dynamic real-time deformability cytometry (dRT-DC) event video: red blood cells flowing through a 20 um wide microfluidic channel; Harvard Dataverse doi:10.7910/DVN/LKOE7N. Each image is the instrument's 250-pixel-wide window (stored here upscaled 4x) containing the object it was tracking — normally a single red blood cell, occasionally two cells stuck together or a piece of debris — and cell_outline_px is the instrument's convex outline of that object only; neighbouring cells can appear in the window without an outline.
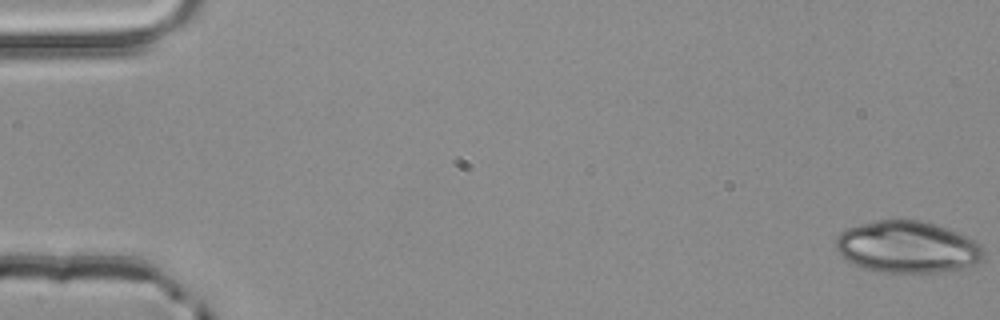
{"species": "common noctule bat (a hibernating species)", "species_latin": "Nyctalus noctula", "temperature_condition": "room temperature", "stored_images_in_passage": 54, "camera_frame_rate_fps": 3000, "um_per_image_px": 0.085, "animal": {"sex": "male", "body_mass_g": 20.4}, "frame": {"image": 1, "passage_image": 1, "time_ms": 0.0, "image_size_px": [1000, 320], "cell_outline_px": [[984, 260], [976, 264], [964, 268], [940, 272], [876, 272], [864, 268], [840, 256], [836, 248], [836, 236], [840, 232], [848, 228], [860, 224], [876, 220], [920, 220], [936, 224], [948, 228], [968, 236], [980, 244], [984, 248]], "centroid_in_image_um": [77.16, 21.0], "position_along_channel_um": 7.8, "area_um2": 44.97}}
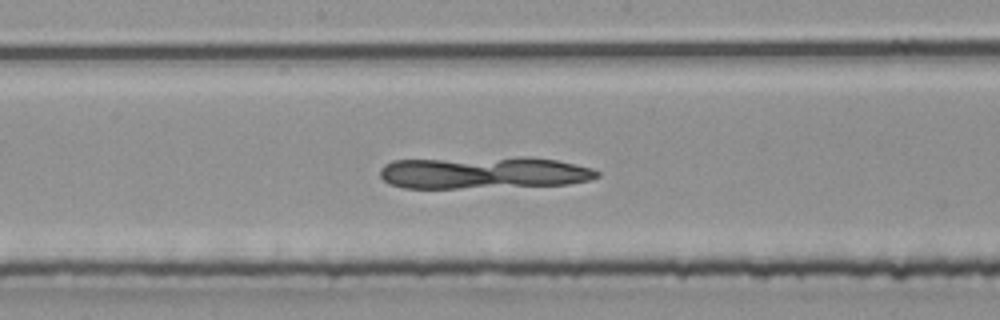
{"frame": {"image": 2, "passage_image": 29, "time_ms": 9.333, "image_size_px": [1000, 320], "cell_outline_px": [[600, 176], [592, 180], [568, 184], [456, 188], [404, 188], [388, 184], [380, 176], [380, 168], [384, 164], [392, 160], [520, 156], [532, 156], [556, 160], [576, 164], [592, 168], [600, 172]], "centroid_in_image_um": [41.11, 14.66], "position_along_channel_um": 207.1, "area_um2": 41.27}}
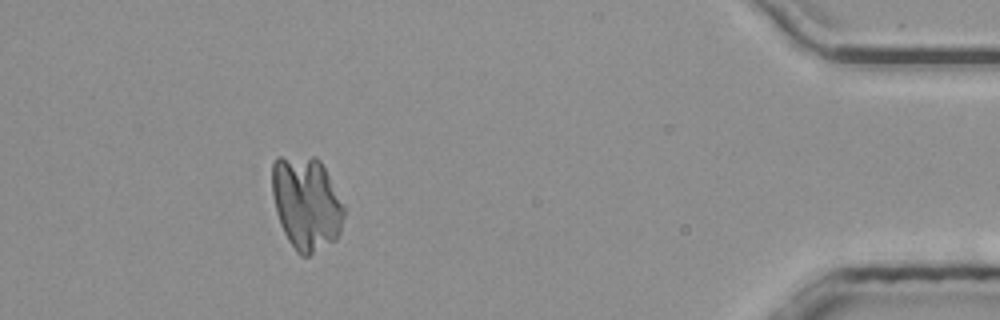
{"frame": {"image": 3, "passage_image": 49, "time_ms": 16.0, "image_size_px": [1000, 320], "cell_outline_px": [[344, 216], [340, 232], [336, 240], [308, 256], [300, 256], [296, 252], [288, 240], [280, 224], [276, 212], [272, 192], [272, 164], [276, 156], [316, 156], [320, 160], [344, 204]], "centroid_in_image_um": [26.03, 17.26], "position_along_channel_um": 409.2, "area_um2": 39.54}}